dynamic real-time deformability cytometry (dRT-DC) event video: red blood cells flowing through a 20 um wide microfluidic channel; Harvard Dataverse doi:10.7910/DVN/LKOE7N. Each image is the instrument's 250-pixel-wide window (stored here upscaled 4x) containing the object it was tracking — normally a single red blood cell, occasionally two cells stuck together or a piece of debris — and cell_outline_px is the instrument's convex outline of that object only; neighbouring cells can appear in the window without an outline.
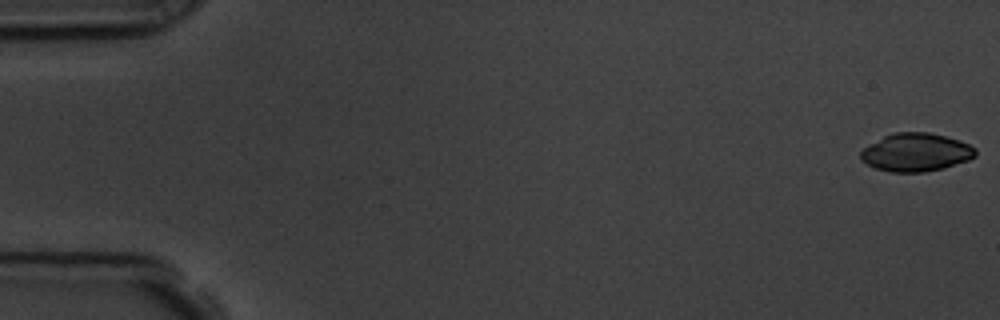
{"species": "common noctule bat (a hibernating species)", "species_latin": "Nyctalus noctula", "temperature_condition": "room temperature", "stored_images_in_passage": 14, "camera_frame_rate_fps": 3000, "um_per_image_px": 0.085, "animal": {"sex": "male", "body_mass_g": 19.5, "forearm_length_mm": 54.6}, "frame": {"image": 1, "passage_image": 1, "time_ms": 0.0, "image_size_px": [1000, 320], "cell_outline_px": [[976, 156], [968, 160], [944, 168], [924, 172], [888, 172], [876, 168], [860, 160], [860, 152], [868, 144], [884, 136], [896, 132], [928, 132], [960, 140], [976, 148]], "centroid_in_image_um": [77.85, 12.95], "position_along_channel_um": 7.2, "area_um2": 25.61}}
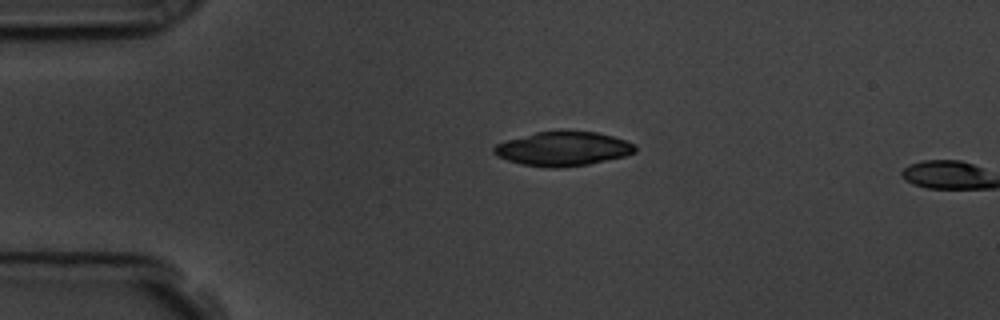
{"frame": {"image": 2, "passage_image": 13, "time_ms": 4.0, "image_size_px": [1000, 320], "cell_outline_px": [[636, 152], [624, 156], [588, 164], [560, 168], [548, 168], [520, 164], [496, 156], [492, 152], [492, 148], [496, 144], [508, 140], [536, 132], [596, 132], [612, 136], [636, 144]], "centroid_in_image_um": [47.84, 12.67], "position_along_channel_um": 37.2, "area_um2": 27.86}}